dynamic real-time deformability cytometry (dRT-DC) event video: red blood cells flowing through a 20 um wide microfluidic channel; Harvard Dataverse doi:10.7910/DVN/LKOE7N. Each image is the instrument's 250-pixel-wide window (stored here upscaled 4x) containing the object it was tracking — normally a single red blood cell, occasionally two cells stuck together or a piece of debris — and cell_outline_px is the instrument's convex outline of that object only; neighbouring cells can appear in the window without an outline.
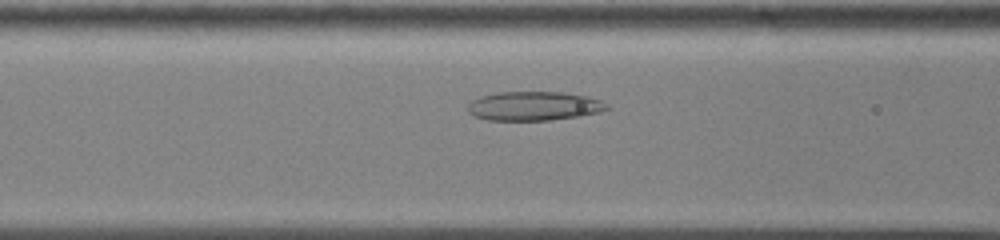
{"species": "common noctule bat (a hibernating species)", "species_latin": "Nyctalus noctula", "temperature_condition": "cold", "stored_images_in_passage": 44, "camera_frame_rate_fps": 3000, "um_per_image_px": 0.085, "animal": {"sex": "male", "body_mass_g": 13.0, "forearm_length_mm": 53.1}, "frame": {"image": 1, "passage_image": 11, "time_ms": 3.333, "image_size_px": [1000, 240], "cell_outline_px": [[608, 108], [600, 112], [580, 116], [548, 120], [488, 120], [472, 116], [468, 112], [468, 104], [472, 100], [480, 96], [500, 92], [560, 92], [588, 96], [600, 100], [608, 104]], "centroid_in_image_um": [45.37, 9.01], "position_along_channel_um": 121.2, "area_um2": 23.58}}
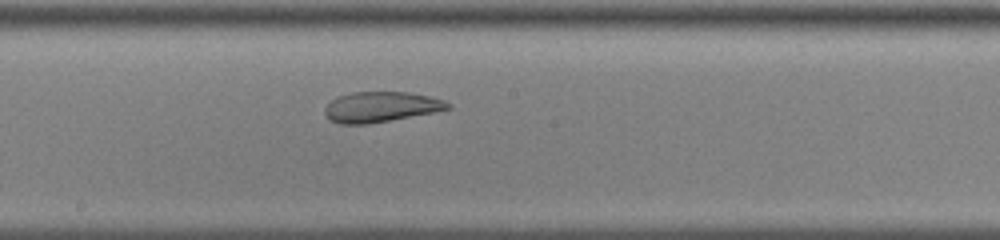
{"frame": {"image": 2, "passage_image": 19, "time_ms": 6.0, "image_size_px": [1000, 240], "cell_outline_px": [[452, 108], [436, 112], [368, 124], [340, 124], [332, 120], [324, 112], [324, 108], [332, 100], [340, 96], [352, 92], [408, 92], [428, 96], [444, 100], [452, 104]], "centroid_in_image_um": [32.42, 9.09], "position_along_channel_um": 215.8, "area_um2": 21.68}}
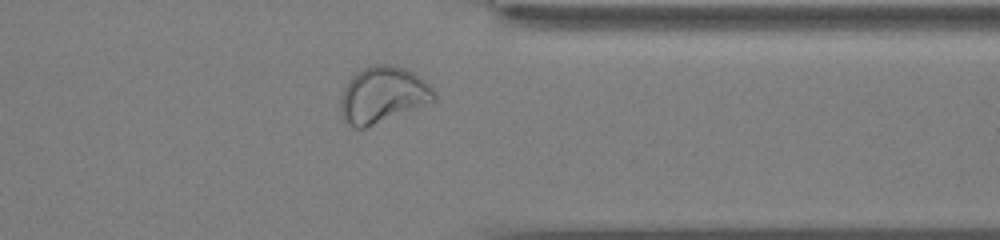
{"frame": {"image": 3, "passage_image": 33, "time_ms": 10.667, "image_size_px": [1000, 240], "cell_outline_px": [[436, 100], [364, 128], [352, 128], [344, 120], [340, 112], [340, 100], [344, 88], [348, 80], [356, 72], [372, 64], [392, 64], [404, 68], [412, 72], [424, 80], [436, 92]], "centroid_in_image_um": [32.51, 8.05], "position_along_channel_um": 378.9, "area_um2": 30.46}, "authors_computed_cell_mechanics": {"area_um2": 25.9811, "velocity_mm_per_s": 3.5506, "shape_relaxation_time_tau1_ms": null, "shape_relaxation_time_tau2_ms": 2.1548, "deformation_change_tau1": null, "deformation_change_tau2": 0.0923}}